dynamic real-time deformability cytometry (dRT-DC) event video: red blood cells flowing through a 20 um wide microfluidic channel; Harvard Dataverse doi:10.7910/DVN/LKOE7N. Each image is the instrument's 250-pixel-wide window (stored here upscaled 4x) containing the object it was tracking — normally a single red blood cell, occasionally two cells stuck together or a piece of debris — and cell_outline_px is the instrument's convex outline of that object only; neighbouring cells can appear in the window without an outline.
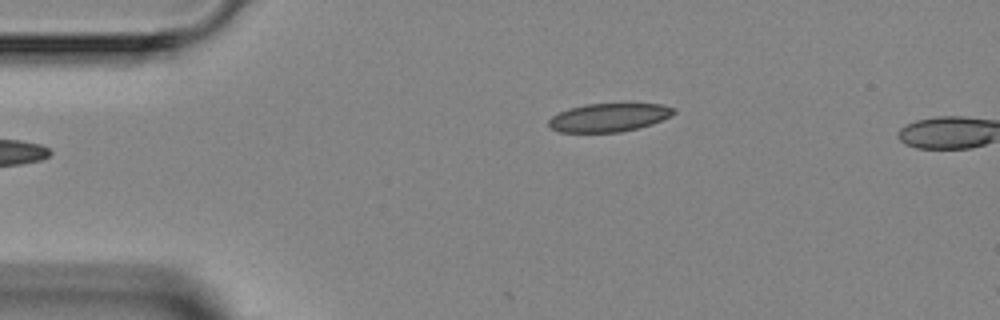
{"species": "Egyptian fruit bat (a non-hibernating species)", "species_latin": "Rousettus aegyptiacus", "temperature_condition": "room temperature", "stored_images_in_passage": 5, "camera_frame_rate_fps": 3000, "um_per_image_px": 0.085, "animal": {"sex": "female"}, "frame": {"image": 1, "passage_image": 5, "time_ms": 5.333, "image_size_px": [1000, 320], "cell_outline_px": [[676, 112], [672, 116], [652, 124], [620, 132], [560, 132], [552, 128], [548, 124], [548, 120], [552, 116], [568, 108], [584, 104], [660, 104], [676, 108]], "centroid_in_image_um": [51.77, 9.98], "position_along_channel_um": 33.2, "area_um2": 20.63}}